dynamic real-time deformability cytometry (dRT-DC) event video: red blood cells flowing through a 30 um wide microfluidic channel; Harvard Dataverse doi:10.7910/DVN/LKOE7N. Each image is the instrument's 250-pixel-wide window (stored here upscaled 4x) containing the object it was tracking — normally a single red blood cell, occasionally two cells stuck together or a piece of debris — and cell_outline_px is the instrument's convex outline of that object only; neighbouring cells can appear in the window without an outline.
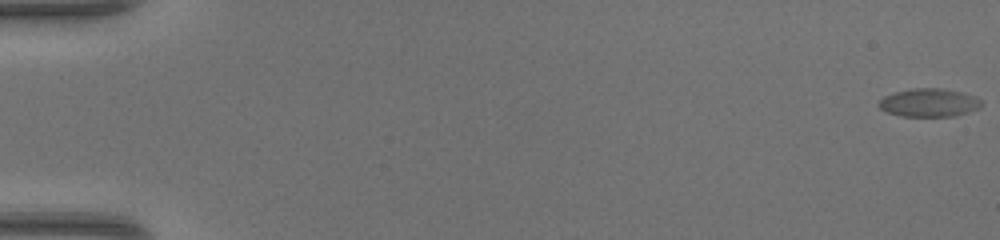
{"species": "common noctule bat (a hibernating species)", "species_latin": "Nyctalus noctula", "temperature_condition": "warm", "stored_images_in_passage": 50, "camera_frame_rate_fps": 3000, "um_per_image_px": 0.085, "animal": {"sex": "female", "body_mass_g": 17.0, "forearm_length_mm": 48.0}, "frame": {"image": 1, "passage_image": 1, "time_ms": 0.0, "image_size_px": [1000, 240], "cell_outline_px": [[980, 108], [968, 112], [952, 116], [904, 116], [888, 112], [880, 108], [880, 100], [884, 96], [896, 92], [912, 88], [940, 88], [960, 92], [972, 96], [980, 100]], "centroid_in_image_um": [78.96, 8.72], "position_along_channel_um": 6.0, "area_um2": 16.47}}
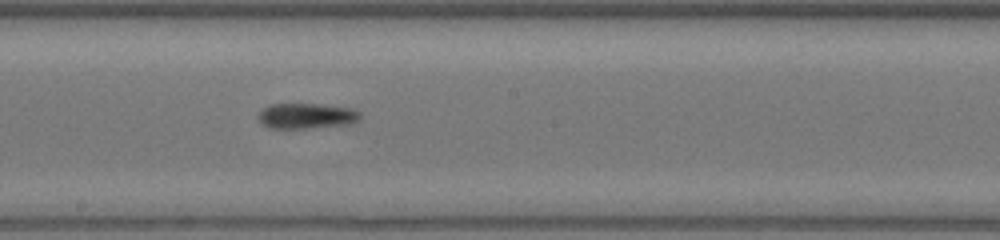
{"frame": {"image": 2, "passage_image": 29, "time_ms": 9.333, "image_size_px": [1000, 240], "cell_outline_px": [[360, 120], [348, 124], [304, 128], [268, 128], [260, 120], [260, 112], [268, 104], [316, 104], [348, 108], [360, 112]], "centroid_in_image_um": [26.05, 9.85], "position_along_channel_um": 222.2, "area_um2": 14.74}}
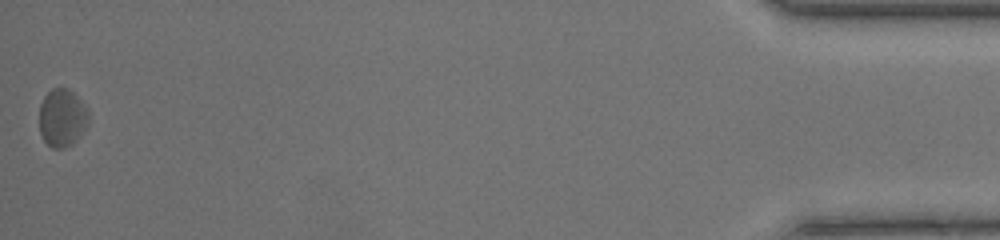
{"frame": {"image": 3, "passage_image": 50, "time_ms": 16.333, "image_size_px": [1000, 240], "cell_outline_px": [[88, 124], [76, 140], [72, 144], [64, 148], [52, 148], [44, 140], [40, 132], [40, 104], [44, 96], [52, 88], [68, 88], [88, 108]], "centroid_in_image_um": [5.28, 10.01], "position_along_channel_um": 429.9, "area_um2": 16.53}}